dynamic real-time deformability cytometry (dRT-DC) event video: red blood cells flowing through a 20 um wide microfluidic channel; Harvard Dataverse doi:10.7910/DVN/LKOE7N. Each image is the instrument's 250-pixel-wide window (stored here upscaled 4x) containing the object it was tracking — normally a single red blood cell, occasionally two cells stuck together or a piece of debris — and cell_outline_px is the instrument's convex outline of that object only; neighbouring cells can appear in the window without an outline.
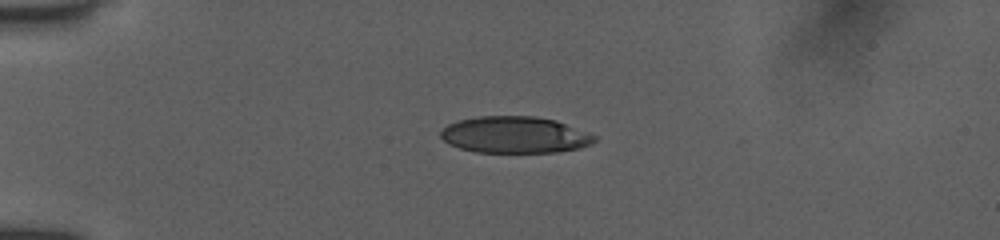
{"species": "human", "species_latin": "Homo sapiens", "temperature_condition": "room temperature", "stored_images_in_passage": 24, "camera_frame_rate_fps": 3000, "um_per_image_px": 0.085, "donor": {"sex": "female"}, "frame": {"image": 1, "passage_image": 1, "time_ms": 0.0, "image_size_px": [1000, 240], "cell_outline_px": [[596, 140], [592, 144], [580, 148], [556, 152], [476, 152], [460, 148], [448, 144], [440, 136], [440, 132], [448, 124], [460, 120], [480, 116], [536, 116], [556, 120], [588, 132], [596, 136]], "centroid_in_image_um": [43.78, 11.46], "position_along_channel_um": 41.2, "area_um2": 32.83}}
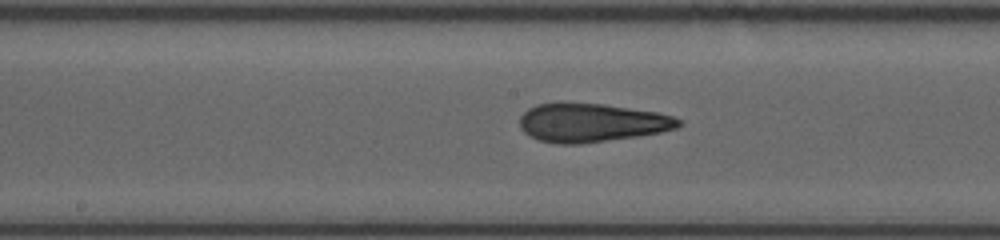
{"frame": {"image": 2, "passage_image": 10, "time_ms": 5.0, "image_size_px": [1000, 240], "cell_outline_px": [[684, 124], [676, 128], [660, 132], [636, 136], [580, 144], [560, 144], [540, 140], [528, 136], [520, 128], [520, 116], [528, 108], [536, 104], [560, 100], [604, 104], [656, 112], [672, 116], [680, 120]], "centroid_in_image_um": [50.22, 10.39], "position_along_channel_um": 198.0, "area_um2": 36.3}}
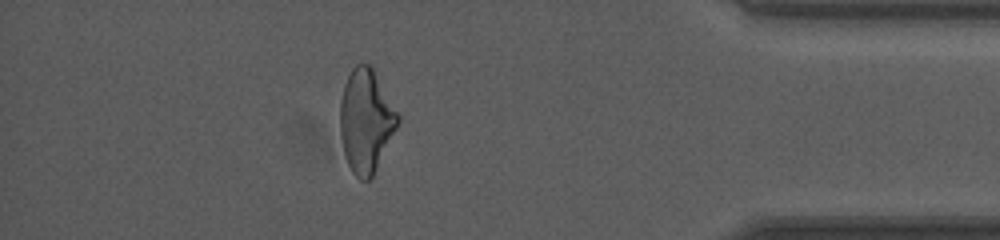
{"frame": {"image": 3, "passage_image": 21, "time_ms": 11.0, "image_size_px": [1000, 240], "cell_outline_px": [[400, 120], [372, 176], [368, 180], [360, 180], [352, 172], [344, 156], [340, 136], [340, 104], [344, 84], [352, 68], [356, 64], [372, 64], [400, 116]], "centroid_in_image_um": [31.09, 10.23], "position_along_channel_um": 404.1, "area_um2": 34.74}, "authors_computed_cell_mechanics": {"area_um2": 35.3158, "velocity_mm_per_s": 3.9845, "shape_relaxation_time_tau1_ms": 7.5217, "shape_relaxation_time_tau2_ms": 2.1565, "deformation_change_tau1": 0.2126, "deformation_change_tau2": 0.1141}}